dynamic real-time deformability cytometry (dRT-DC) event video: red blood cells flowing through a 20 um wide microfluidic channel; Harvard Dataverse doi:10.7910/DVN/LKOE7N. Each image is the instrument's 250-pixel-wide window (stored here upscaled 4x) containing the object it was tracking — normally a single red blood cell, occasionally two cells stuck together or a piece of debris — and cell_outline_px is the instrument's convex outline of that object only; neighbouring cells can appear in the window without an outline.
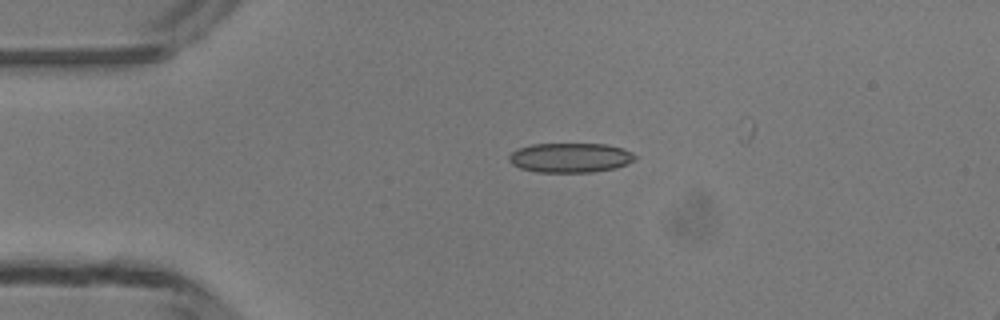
{"species": "common noctule bat (a hibernating species)", "species_latin": "Nyctalus noctula", "temperature_condition": "room temperature", "stored_images_in_passage": 6, "camera_frame_rate_fps": 3000, "um_per_image_px": 0.085, "animal": {"sex": "male", "body_mass_g": 13.3}, "frame": {"image": 1, "passage_image": 3, "time_ms": 2.333, "image_size_px": [1000, 320], "cell_outline_px": [[636, 160], [628, 164], [616, 168], [592, 172], [536, 172], [520, 168], [512, 164], [508, 160], [508, 156], [516, 148], [532, 144], [608, 144], [624, 148], [632, 152], [636, 156]], "centroid_in_image_um": [48.49, 13.4], "position_along_channel_um": 36.5, "area_um2": 22.02}}
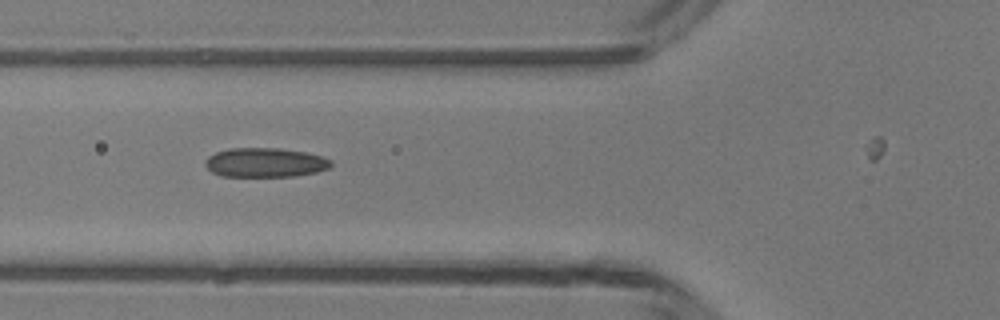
{"frame": {"image": 2, "passage_image": 5, "time_ms": 4.667, "image_size_px": [1000, 320], "cell_outline_px": [[332, 164], [328, 168], [316, 172], [296, 176], [220, 176], [212, 172], [204, 164], [204, 160], [208, 156], [216, 152], [228, 148], [280, 148], [304, 152], [324, 156], [332, 160]], "centroid_in_image_um": [22.53, 13.81], "position_along_channel_um": 103.3, "area_um2": 21.62}}